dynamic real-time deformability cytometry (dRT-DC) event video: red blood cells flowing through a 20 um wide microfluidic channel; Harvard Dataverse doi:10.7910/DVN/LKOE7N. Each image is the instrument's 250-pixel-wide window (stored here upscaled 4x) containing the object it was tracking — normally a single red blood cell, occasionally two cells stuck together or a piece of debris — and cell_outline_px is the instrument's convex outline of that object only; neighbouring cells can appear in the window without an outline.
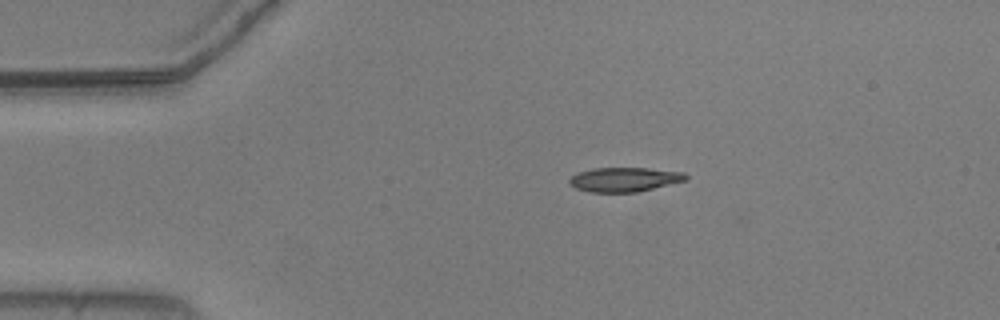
{"species": "common noctule bat (a hibernating species)", "species_latin": "Nyctalus noctula", "temperature_condition": "warm", "stored_images_in_passage": 45, "camera_frame_rate_fps": 3000, "um_per_image_px": 0.085, "animal": {"sex": "male", "body_mass_g": 20.5, "forearm_length_mm": 52.5}, "frame": {"image": 1, "passage_image": 1, "time_ms": 0.0, "image_size_px": [1000, 320], "cell_outline_px": [[688, 180], [636, 192], [588, 192], [576, 188], [568, 184], [568, 180], [572, 176], [580, 172], [592, 168], [648, 168], [684, 172], [688, 176]], "centroid_in_image_um": [53.08, 15.25], "position_along_channel_um": 31.9, "area_um2": 16.53}}
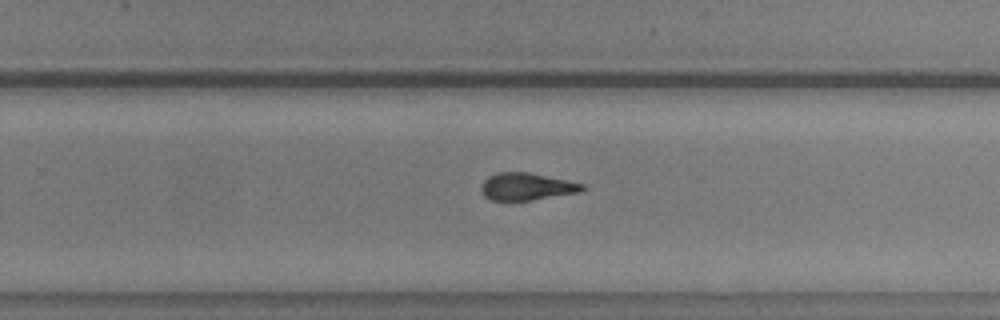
{"frame": {"image": 2, "passage_image": 25, "time_ms": 8.0, "image_size_px": [1000, 320], "cell_outline_px": [[588, 188], [580, 192], [532, 200], [492, 200], [484, 196], [480, 188], [484, 180], [488, 176], [500, 172], [528, 172], [584, 184]], "centroid_in_image_um": [44.77, 15.86], "position_along_channel_um": 285.0, "area_um2": 16.01}}
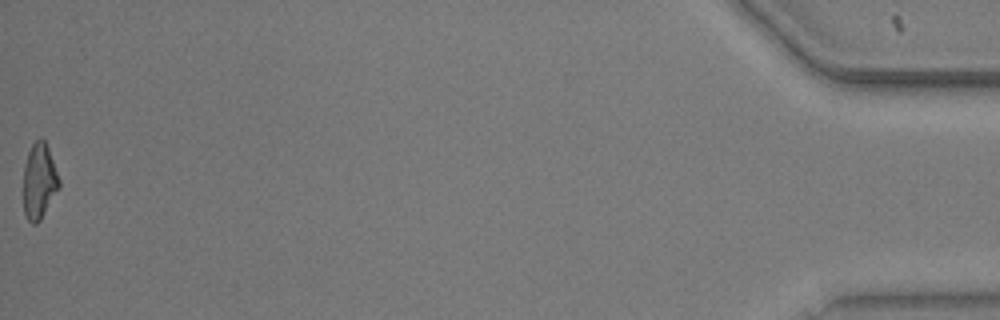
{"frame": {"image": 3, "passage_image": 45, "time_ms": 14.667, "image_size_px": [1000, 320], "cell_outline_px": [[60, 188], [40, 220], [36, 224], [32, 224], [28, 220], [24, 212], [24, 164], [28, 152], [32, 144], [40, 136], [44, 140], [48, 148], [60, 180]], "centroid_in_image_um": [3.34, 15.4], "position_along_channel_um": 431.9, "area_um2": 15.72}, "authors_computed_cell_mechanics": {"area_um2": 16.8198, "velocity_mm_per_s": 3.7209, "shape_relaxation_time_tau1_ms": 9.7323, "shape_relaxation_time_tau2_ms": 3.3492, "deformation_change_tau1": 0.2586, "deformation_change_tau2": 0.118}}